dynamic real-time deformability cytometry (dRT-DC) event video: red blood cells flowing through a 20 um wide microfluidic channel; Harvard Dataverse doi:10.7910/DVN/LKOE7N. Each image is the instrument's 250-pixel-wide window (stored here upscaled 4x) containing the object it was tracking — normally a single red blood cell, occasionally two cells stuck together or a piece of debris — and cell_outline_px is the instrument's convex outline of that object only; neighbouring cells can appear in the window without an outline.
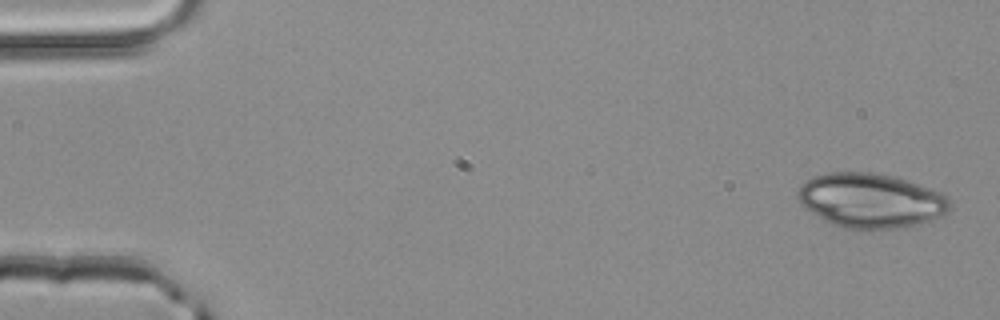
{"species": "common noctule bat (a hibernating species)", "species_latin": "Nyctalus noctula", "temperature_condition": "room temperature", "stored_images_in_passage": 3, "camera_frame_rate_fps": 3000, "um_per_image_px": 0.085, "animal": {"sex": "male", "body_mass_g": 20.4}, "frame": {"image": 1, "passage_image": 1, "time_ms": 0.0, "image_size_px": [1000, 320], "cell_outline_px": [[952, 208], [928, 220], [904, 228], [872, 232], [844, 228], [832, 224], [824, 220], [804, 208], [800, 204], [796, 196], [796, 192], [800, 184], [812, 176], [824, 172], [872, 172], [892, 176], [908, 180], [944, 192], [952, 200]], "centroid_in_image_um": [73.99, 17.06], "position_along_channel_um": 11.0, "area_um2": 49.53}}